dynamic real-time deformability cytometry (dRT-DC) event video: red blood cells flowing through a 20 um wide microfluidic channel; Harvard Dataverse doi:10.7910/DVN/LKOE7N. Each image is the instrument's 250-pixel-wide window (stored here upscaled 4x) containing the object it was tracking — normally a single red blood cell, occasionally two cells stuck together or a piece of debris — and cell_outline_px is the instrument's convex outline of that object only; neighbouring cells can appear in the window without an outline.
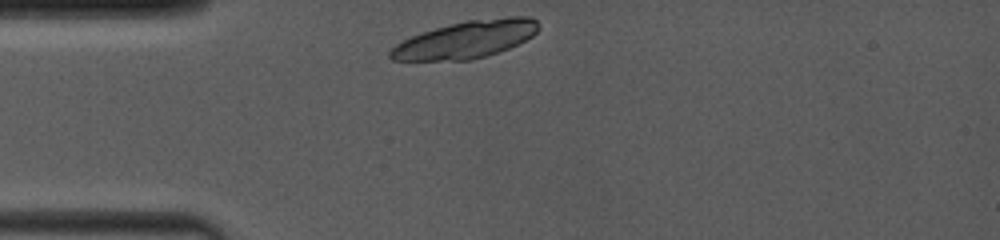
{"species": "common noctule bat (a hibernating species)", "species_latin": "Nyctalus noctula", "temperature_condition": "room temperature", "stored_images_in_passage": 2, "camera_frame_rate_fps": 4000, "um_per_image_px": 0.085, "animal": {"sex": "female", "body_mass_g": 19.0, "forearm_length_mm": 53.3}, "frame": {"image": 1, "passage_image": 1, "time_ms": 0.0, "image_size_px": [1000, 240], "cell_outline_px": [[540, 28], [532, 36], [508, 48], [472, 60], [392, 60], [388, 56], [388, 52], [396, 44], [412, 36], [436, 28], [468, 20], [508, 16], [528, 16], [536, 20]], "centroid_in_image_um": [39.61, 3.35], "position_along_channel_um": 45.4, "area_um2": 31.79}}